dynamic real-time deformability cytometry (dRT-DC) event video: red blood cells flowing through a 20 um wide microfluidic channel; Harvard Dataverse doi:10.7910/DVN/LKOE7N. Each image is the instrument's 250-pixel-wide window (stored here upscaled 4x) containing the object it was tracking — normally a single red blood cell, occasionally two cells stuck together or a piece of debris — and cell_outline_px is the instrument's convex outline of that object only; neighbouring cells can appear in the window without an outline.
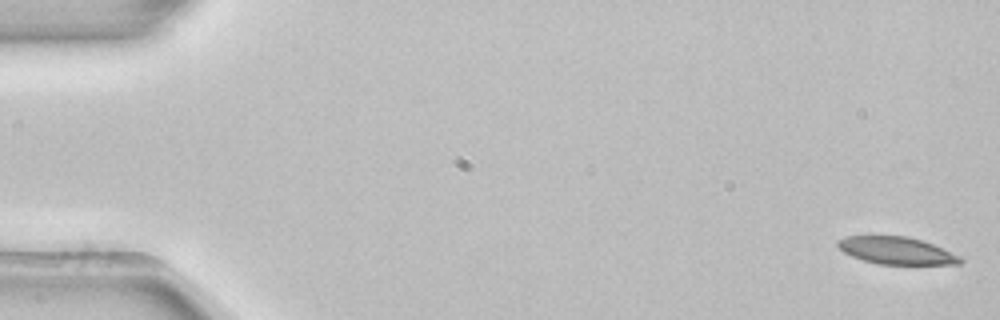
{"species": "common noctule bat (a hibernating species)", "species_latin": "Nyctalus noctula", "temperature_condition": "room temperature", "stored_images_in_passage": 54, "camera_frame_rate_fps": 3000, "um_per_image_px": 0.085, "animal": {"sex": "female", "body_mass_g": 22.7, "forearm_length_mm": 54.2}, "frame": {"image": 1, "passage_image": 1, "time_ms": 0.0, "image_size_px": [1000, 320], "cell_outline_px": [[964, 260], [960, 264], [880, 264], [864, 260], [852, 256], [844, 252], [836, 244], [836, 240], [848, 236], [908, 236], [932, 244], [960, 256]], "centroid_in_image_um": [76.19, 21.3], "position_along_channel_um": 8.8, "area_um2": 19.25}}
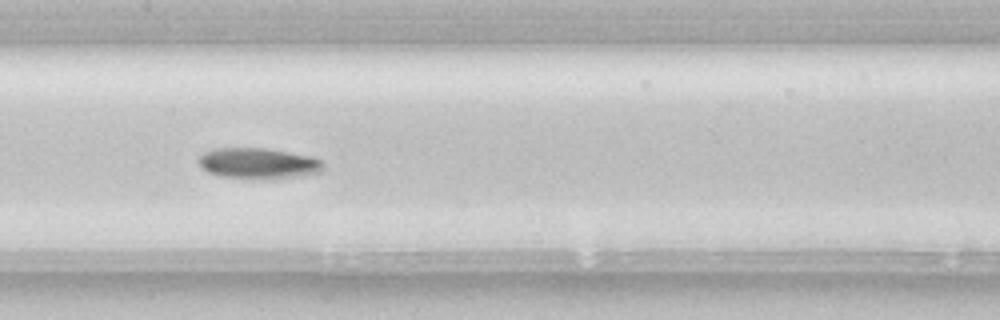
{"frame": {"image": 2, "passage_image": 26, "time_ms": 8.333, "image_size_px": [1000, 320], "cell_outline_px": [[324, 168], [320, 172], [300, 176], [220, 176], [208, 172], [200, 168], [196, 160], [204, 152], [212, 148], [268, 148], [308, 156], [324, 160]], "centroid_in_image_um": [21.91, 13.83], "position_along_channel_um": 185.5, "area_um2": 21.68}}
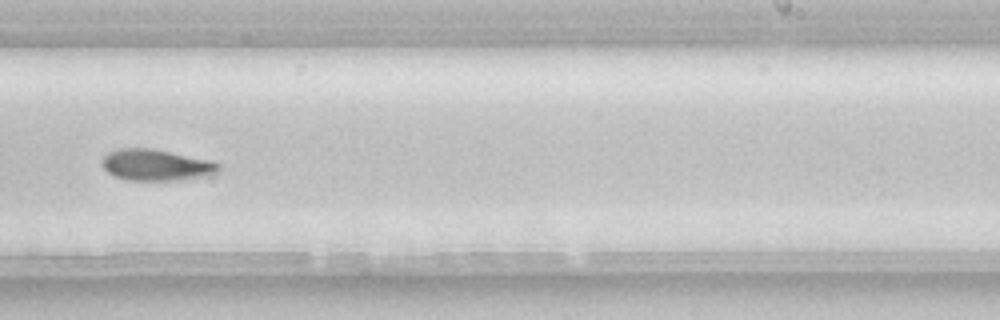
{"frame": {"image": 3, "passage_image": 33, "time_ms": 10.667, "image_size_px": [1000, 320], "cell_outline_px": [[220, 172], [208, 176], [172, 180], [128, 180], [116, 176], [108, 172], [104, 168], [104, 156], [108, 152], [116, 148], [152, 148], [212, 160], [220, 164]], "centroid_in_image_um": [13.33, 14.01], "position_along_channel_um": 275.7, "area_um2": 21.27}}